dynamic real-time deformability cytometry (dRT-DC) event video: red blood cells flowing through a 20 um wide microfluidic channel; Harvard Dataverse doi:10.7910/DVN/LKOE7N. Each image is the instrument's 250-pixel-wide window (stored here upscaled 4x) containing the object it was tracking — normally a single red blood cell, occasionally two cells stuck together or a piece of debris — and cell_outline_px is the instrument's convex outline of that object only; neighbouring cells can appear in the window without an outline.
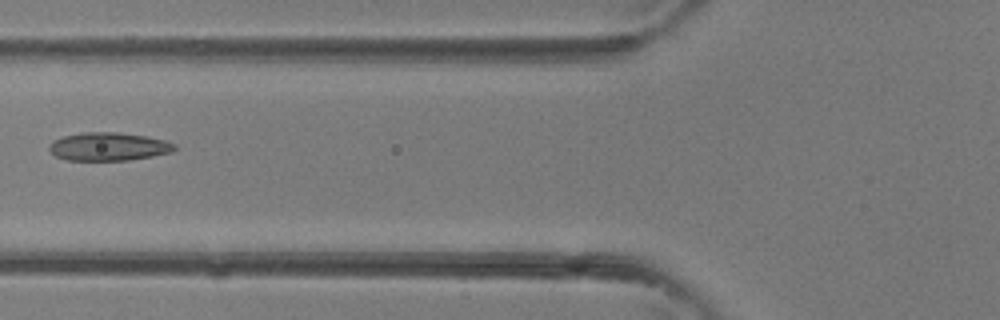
{"species": "common noctule bat (a hibernating species)", "species_latin": "Nyctalus noctula", "temperature_condition": "room temperature", "stored_images_in_passage": 5, "camera_frame_rate_fps": 3000, "um_per_image_px": 0.085, "animal": {"sex": "female"}, "frame": {"image": 1, "passage_image": 5, "time_ms": 1.333, "image_size_px": [1000, 320], "cell_outline_px": [[176, 148], [172, 152], [152, 156], [128, 160], [68, 160], [56, 156], [48, 148], [48, 144], [52, 140], [64, 136], [84, 132], [116, 132], [144, 136], [164, 140], [176, 144]], "centroid_in_image_um": [9.21, 12.46], "position_along_channel_um": 116.6, "area_um2": 20.52}}